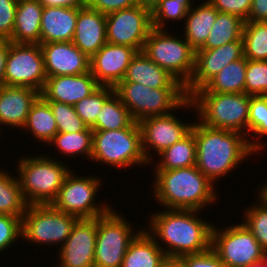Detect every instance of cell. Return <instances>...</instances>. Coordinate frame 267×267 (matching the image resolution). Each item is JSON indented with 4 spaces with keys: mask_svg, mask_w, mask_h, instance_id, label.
<instances>
[{
    "mask_svg": "<svg viewBox=\"0 0 267 267\" xmlns=\"http://www.w3.org/2000/svg\"><path fill=\"white\" fill-rule=\"evenodd\" d=\"M170 32L168 33L167 28L165 30L153 28L142 52L185 86L194 71L195 51L185 38L184 40L177 38Z\"/></svg>",
    "mask_w": 267,
    "mask_h": 267,
    "instance_id": "obj_8",
    "label": "cell"
},
{
    "mask_svg": "<svg viewBox=\"0 0 267 267\" xmlns=\"http://www.w3.org/2000/svg\"><path fill=\"white\" fill-rule=\"evenodd\" d=\"M243 57L242 38L214 49H199L195 51L194 71L190 81L184 86L187 97L202 88L225 66Z\"/></svg>",
    "mask_w": 267,
    "mask_h": 267,
    "instance_id": "obj_16",
    "label": "cell"
},
{
    "mask_svg": "<svg viewBox=\"0 0 267 267\" xmlns=\"http://www.w3.org/2000/svg\"><path fill=\"white\" fill-rule=\"evenodd\" d=\"M113 209L98 216L94 267H121L130 242L142 230L135 232L122 213Z\"/></svg>",
    "mask_w": 267,
    "mask_h": 267,
    "instance_id": "obj_10",
    "label": "cell"
},
{
    "mask_svg": "<svg viewBox=\"0 0 267 267\" xmlns=\"http://www.w3.org/2000/svg\"><path fill=\"white\" fill-rule=\"evenodd\" d=\"M247 21H267V0H252Z\"/></svg>",
    "mask_w": 267,
    "mask_h": 267,
    "instance_id": "obj_47",
    "label": "cell"
},
{
    "mask_svg": "<svg viewBox=\"0 0 267 267\" xmlns=\"http://www.w3.org/2000/svg\"><path fill=\"white\" fill-rule=\"evenodd\" d=\"M211 248L225 267H248L267 255L243 222L221 230L213 224Z\"/></svg>",
    "mask_w": 267,
    "mask_h": 267,
    "instance_id": "obj_12",
    "label": "cell"
},
{
    "mask_svg": "<svg viewBox=\"0 0 267 267\" xmlns=\"http://www.w3.org/2000/svg\"><path fill=\"white\" fill-rule=\"evenodd\" d=\"M121 82H134L151 89H184L177 79L151 61L142 51L133 57Z\"/></svg>",
    "mask_w": 267,
    "mask_h": 267,
    "instance_id": "obj_23",
    "label": "cell"
},
{
    "mask_svg": "<svg viewBox=\"0 0 267 267\" xmlns=\"http://www.w3.org/2000/svg\"><path fill=\"white\" fill-rule=\"evenodd\" d=\"M47 156L26 155L17 162V178L28 205L51 204L71 171L63 161Z\"/></svg>",
    "mask_w": 267,
    "mask_h": 267,
    "instance_id": "obj_5",
    "label": "cell"
},
{
    "mask_svg": "<svg viewBox=\"0 0 267 267\" xmlns=\"http://www.w3.org/2000/svg\"><path fill=\"white\" fill-rule=\"evenodd\" d=\"M247 59L235 60L225 66L201 89L205 93H245Z\"/></svg>",
    "mask_w": 267,
    "mask_h": 267,
    "instance_id": "obj_29",
    "label": "cell"
},
{
    "mask_svg": "<svg viewBox=\"0 0 267 267\" xmlns=\"http://www.w3.org/2000/svg\"><path fill=\"white\" fill-rule=\"evenodd\" d=\"M44 7H71L82 8L87 0H39Z\"/></svg>",
    "mask_w": 267,
    "mask_h": 267,
    "instance_id": "obj_48",
    "label": "cell"
},
{
    "mask_svg": "<svg viewBox=\"0 0 267 267\" xmlns=\"http://www.w3.org/2000/svg\"><path fill=\"white\" fill-rule=\"evenodd\" d=\"M114 89L135 122L167 115L179 108H193L185 89H151L134 82H120Z\"/></svg>",
    "mask_w": 267,
    "mask_h": 267,
    "instance_id": "obj_6",
    "label": "cell"
},
{
    "mask_svg": "<svg viewBox=\"0 0 267 267\" xmlns=\"http://www.w3.org/2000/svg\"><path fill=\"white\" fill-rule=\"evenodd\" d=\"M40 96L29 87L2 86L0 88V125L23 128L33 103Z\"/></svg>",
    "mask_w": 267,
    "mask_h": 267,
    "instance_id": "obj_22",
    "label": "cell"
},
{
    "mask_svg": "<svg viewBox=\"0 0 267 267\" xmlns=\"http://www.w3.org/2000/svg\"><path fill=\"white\" fill-rule=\"evenodd\" d=\"M22 218L8 214H0V253L22 239Z\"/></svg>",
    "mask_w": 267,
    "mask_h": 267,
    "instance_id": "obj_42",
    "label": "cell"
},
{
    "mask_svg": "<svg viewBox=\"0 0 267 267\" xmlns=\"http://www.w3.org/2000/svg\"><path fill=\"white\" fill-rule=\"evenodd\" d=\"M22 129L29 131L43 144L49 143L58 133L52 109L41 95L33 103Z\"/></svg>",
    "mask_w": 267,
    "mask_h": 267,
    "instance_id": "obj_28",
    "label": "cell"
},
{
    "mask_svg": "<svg viewBox=\"0 0 267 267\" xmlns=\"http://www.w3.org/2000/svg\"><path fill=\"white\" fill-rule=\"evenodd\" d=\"M152 26L151 10L139 5L106 15L107 43L143 50Z\"/></svg>",
    "mask_w": 267,
    "mask_h": 267,
    "instance_id": "obj_14",
    "label": "cell"
},
{
    "mask_svg": "<svg viewBox=\"0 0 267 267\" xmlns=\"http://www.w3.org/2000/svg\"><path fill=\"white\" fill-rule=\"evenodd\" d=\"M166 258L155 239L142 229L130 242L121 267H161Z\"/></svg>",
    "mask_w": 267,
    "mask_h": 267,
    "instance_id": "obj_27",
    "label": "cell"
},
{
    "mask_svg": "<svg viewBox=\"0 0 267 267\" xmlns=\"http://www.w3.org/2000/svg\"><path fill=\"white\" fill-rule=\"evenodd\" d=\"M98 217L78 219L69 237L60 246L56 267H94Z\"/></svg>",
    "mask_w": 267,
    "mask_h": 267,
    "instance_id": "obj_17",
    "label": "cell"
},
{
    "mask_svg": "<svg viewBox=\"0 0 267 267\" xmlns=\"http://www.w3.org/2000/svg\"><path fill=\"white\" fill-rule=\"evenodd\" d=\"M192 130L196 142V167L213 183L251 157L248 137L230 130L205 126L195 121ZM254 153V154H253Z\"/></svg>",
    "mask_w": 267,
    "mask_h": 267,
    "instance_id": "obj_2",
    "label": "cell"
},
{
    "mask_svg": "<svg viewBox=\"0 0 267 267\" xmlns=\"http://www.w3.org/2000/svg\"><path fill=\"white\" fill-rule=\"evenodd\" d=\"M257 201L258 204L245 209L243 223L267 252V204L259 197Z\"/></svg>",
    "mask_w": 267,
    "mask_h": 267,
    "instance_id": "obj_39",
    "label": "cell"
},
{
    "mask_svg": "<svg viewBox=\"0 0 267 267\" xmlns=\"http://www.w3.org/2000/svg\"><path fill=\"white\" fill-rule=\"evenodd\" d=\"M180 258L186 267H225L211 247L207 251L185 255Z\"/></svg>",
    "mask_w": 267,
    "mask_h": 267,
    "instance_id": "obj_45",
    "label": "cell"
},
{
    "mask_svg": "<svg viewBox=\"0 0 267 267\" xmlns=\"http://www.w3.org/2000/svg\"><path fill=\"white\" fill-rule=\"evenodd\" d=\"M101 181V178L96 175L78 176L70 171L51 205L78 219H93L104 215L112 206L94 201L98 197L97 192L101 189Z\"/></svg>",
    "mask_w": 267,
    "mask_h": 267,
    "instance_id": "obj_11",
    "label": "cell"
},
{
    "mask_svg": "<svg viewBox=\"0 0 267 267\" xmlns=\"http://www.w3.org/2000/svg\"><path fill=\"white\" fill-rule=\"evenodd\" d=\"M217 13L218 10L207 0L189 9L183 24V37L194 51L201 49L206 43Z\"/></svg>",
    "mask_w": 267,
    "mask_h": 267,
    "instance_id": "obj_26",
    "label": "cell"
},
{
    "mask_svg": "<svg viewBox=\"0 0 267 267\" xmlns=\"http://www.w3.org/2000/svg\"><path fill=\"white\" fill-rule=\"evenodd\" d=\"M242 39L246 59L267 61V21H245Z\"/></svg>",
    "mask_w": 267,
    "mask_h": 267,
    "instance_id": "obj_36",
    "label": "cell"
},
{
    "mask_svg": "<svg viewBox=\"0 0 267 267\" xmlns=\"http://www.w3.org/2000/svg\"><path fill=\"white\" fill-rule=\"evenodd\" d=\"M10 43L7 39H0V88L5 86V68Z\"/></svg>",
    "mask_w": 267,
    "mask_h": 267,
    "instance_id": "obj_49",
    "label": "cell"
},
{
    "mask_svg": "<svg viewBox=\"0 0 267 267\" xmlns=\"http://www.w3.org/2000/svg\"><path fill=\"white\" fill-rule=\"evenodd\" d=\"M79 8L44 7L41 19L40 44L72 42Z\"/></svg>",
    "mask_w": 267,
    "mask_h": 267,
    "instance_id": "obj_24",
    "label": "cell"
},
{
    "mask_svg": "<svg viewBox=\"0 0 267 267\" xmlns=\"http://www.w3.org/2000/svg\"><path fill=\"white\" fill-rule=\"evenodd\" d=\"M52 109L58 133H76L84 131L87 126L78 116L74 106L57 101H47Z\"/></svg>",
    "mask_w": 267,
    "mask_h": 267,
    "instance_id": "obj_40",
    "label": "cell"
},
{
    "mask_svg": "<svg viewBox=\"0 0 267 267\" xmlns=\"http://www.w3.org/2000/svg\"><path fill=\"white\" fill-rule=\"evenodd\" d=\"M17 5L18 0H0V39L11 38Z\"/></svg>",
    "mask_w": 267,
    "mask_h": 267,
    "instance_id": "obj_43",
    "label": "cell"
},
{
    "mask_svg": "<svg viewBox=\"0 0 267 267\" xmlns=\"http://www.w3.org/2000/svg\"><path fill=\"white\" fill-rule=\"evenodd\" d=\"M46 79L40 44L11 42L5 68V85L29 87L41 92Z\"/></svg>",
    "mask_w": 267,
    "mask_h": 267,
    "instance_id": "obj_13",
    "label": "cell"
},
{
    "mask_svg": "<svg viewBox=\"0 0 267 267\" xmlns=\"http://www.w3.org/2000/svg\"><path fill=\"white\" fill-rule=\"evenodd\" d=\"M250 134L253 140L249 138ZM261 136L262 138L267 136V95L251 96L250 99L248 142L255 154H258L257 152L261 151V149L263 150L266 146V143L263 144L261 142L262 140H258V142L255 140L256 137L261 138Z\"/></svg>",
    "mask_w": 267,
    "mask_h": 267,
    "instance_id": "obj_35",
    "label": "cell"
},
{
    "mask_svg": "<svg viewBox=\"0 0 267 267\" xmlns=\"http://www.w3.org/2000/svg\"><path fill=\"white\" fill-rule=\"evenodd\" d=\"M47 77L81 75L90 71V58L72 42L40 44Z\"/></svg>",
    "mask_w": 267,
    "mask_h": 267,
    "instance_id": "obj_19",
    "label": "cell"
},
{
    "mask_svg": "<svg viewBox=\"0 0 267 267\" xmlns=\"http://www.w3.org/2000/svg\"><path fill=\"white\" fill-rule=\"evenodd\" d=\"M248 267H267V255L259 262L253 263Z\"/></svg>",
    "mask_w": 267,
    "mask_h": 267,
    "instance_id": "obj_53",
    "label": "cell"
},
{
    "mask_svg": "<svg viewBox=\"0 0 267 267\" xmlns=\"http://www.w3.org/2000/svg\"><path fill=\"white\" fill-rule=\"evenodd\" d=\"M138 123L141 129L143 155L149 165L150 161L154 160L150 153L151 149L154 150L153 153L157 152L159 155L184 138L194 124V122L190 124L183 122L172 112L163 116L147 117Z\"/></svg>",
    "mask_w": 267,
    "mask_h": 267,
    "instance_id": "obj_15",
    "label": "cell"
},
{
    "mask_svg": "<svg viewBox=\"0 0 267 267\" xmlns=\"http://www.w3.org/2000/svg\"><path fill=\"white\" fill-rule=\"evenodd\" d=\"M244 20L240 17L218 12L208 39L201 49H214L242 38Z\"/></svg>",
    "mask_w": 267,
    "mask_h": 267,
    "instance_id": "obj_31",
    "label": "cell"
},
{
    "mask_svg": "<svg viewBox=\"0 0 267 267\" xmlns=\"http://www.w3.org/2000/svg\"><path fill=\"white\" fill-rule=\"evenodd\" d=\"M245 93L251 96L267 95V61L247 59Z\"/></svg>",
    "mask_w": 267,
    "mask_h": 267,
    "instance_id": "obj_41",
    "label": "cell"
},
{
    "mask_svg": "<svg viewBox=\"0 0 267 267\" xmlns=\"http://www.w3.org/2000/svg\"><path fill=\"white\" fill-rule=\"evenodd\" d=\"M91 161L118 168L148 165L138 122L118 130L93 131Z\"/></svg>",
    "mask_w": 267,
    "mask_h": 267,
    "instance_id": "obj_7",
    "label": "cell"
},
{
    "mask_svg": "<svg viewBox=\"0 0 267 267\" xmlns=\"http://www.w3.org/2000/svg\"><path fill=\"white\" fill-rule=\"evenodd\" d=\"M157 212L150 215V224L145 230L167 257L180 258L207 251L211 247L213 224L197 216L200 210L163 208V211ZM161 242L166 243L165 248Z\"/></svg>",
    "mask_w": 267,
    "mask_h": 267,
    "instance_id": "obj_1",
    "label": "cell"
},
{
    "mask_svg": "<svg viewBox=\"0 0 267 267\" xmlns=\"http://www.w3.org/2000/svg\"><path fill=\"white\" fill-rule=\"evenodd\" d=\"M257 189L258 193L256 196L262 199L267 204V182L265 181V183L260 185V187Z\"/></svg>",
    "mask_w": 267,
    "mask_h": 267,
    "instance_id": "obj_52",
    "label": "cell"
},
{
    "mask_svg": "<svg viewBox=\"0 0 267 267\" xmlns=\"http://www.w3.org/2000/svg\"><path fill=\"white\" fill-rule=\"evenodd\" d=\"M161 267H186V265L179 257H167Z\"/></svg>",
    "mask_w": 267,
    "mask_h": 267,
    "instance_id": "obj_50",
    "label": "cell"
},
{
    "mask_svg": "<svg viewBox=\"0 0 267 267\" xmlns=\"http://www.w3.org/2000/svg\"><path fill=\"white\" fill-rule=\"evenodd\" d=\"M44 6L39 0H18L14 29L10 42L40 44L41 19Z\"/></svg>",
    "mask_w": 267,
    "mask_h": 267,
    "instance_id": "obj_25",
    "label": "cell"
},
{
    "mask_svg": "<svg viewBox=\"0 0 267 267\" xmlns=\"http://www.w3.org/2000/svg\"><path fill=\"white\" fill-rule=\"evenodd\" d=\"M137 52L130 46L105 43L90 58V72L100 86L115 88L124 79Z\"/></svg>",
    "mask_w": 267,
    "mask_h": 267,
    "instance_id": "obj_18",
    "label": "cell"
},
{
    "mask_svg": "<svg viewBox=\"0 0 267 267\" xmlns=\"http://www.w3.org/2000/svg\"><path fill=\"white\" fill-rule=\"evenodd\" d=\"M7 172L2 168L0 170V214L22 218L28 204L23 198L17 175Z\"/></svg>",
    "mask_w": 267,
    "mask_h": 267,
    "instance_id": "obj_33",
    "label": "cell"
},
{
    "mask_svg": "<svg viewBox=\"0 0 267 267\" xmlns=\"http://www.w3.org/2000/svg\"><path fill=\"white\" fill-rule=\"evenodd\" d=\"M115 92L113 87L99 86L90 96L78 101L75 111L87 127H91L97 120L104 102Z\"/></svg>",
    "mask_w": 267,
    "mask_h": 267,
    "instance_id": "obj_38",
    "label": "cell"
},
{
    "mask_svg": "<svg viewBox=\"0 0 267 267\" xmlns=\"http://www.w3.org/2000/svg\"><path fill=\"white\" fill-rule=\"evenodd\" d=\"M218 12L233 14L247 21L252 0H207Z\"/></svg>",
    "mask_w": 267,
    "mask_h": 267,
    "instance_id": "obj_44",
    "label": "cell"
},
{
    "mask_svg": "<svg viewBox=\"0 0 267 267\" xmlns=\"http://www.w3.org/2000/svg\"><path fill=\"white\" fill-rule=\"evenodd\" d=\"M72 43L91 58L107 43L106 15L88 6L79 8Z\"/></svg>",
    "mask_w": 267,
    "mask_h": 267,
    "instance_id": "obj_21",
    "label": "cell"
},
{
    "mask_svg": "<svg viewBox=\"0 0 267 267\" xmlns=\"http://www.w3.org/2000/svg\"><path fill=\"white\" fill-rule=\"evenodd\" d=\"M133 122L130 112L114 92L104 102L96 122L90 128L93 131L118 130L129 127Z\"/></svg>",
    "mask_w": 267,
    "mask_h": 267,
    "instance_id": "obj_32",
    "label": "cell"
},
{
    "mask_svg": "<svg viewBox=\"0 0 267 267\" xmlns=\"http://www.w3.org/2000/svg\"><path fill=\"white\" fill-rule=\"evenodd\" d=\"M196 142L191 130L184 138L161 152L154 170H172L196 165Z\"/></svg>",
    "mask_w": 267,
    "mask_h": 267,
    "instance_id": "obj_30",
    "label": "cell"
},
{
    "mask_svg": "<svg viewBox=\"0 0 267 267\" xmlns=\"http://www.w3.org/2000/svg\"><path fill=\"white\" fill-rule=\"evenodd\" d=\"M137 5L150 9L153 8L161 1V0H136Z\"/></svg>",
    "mask_w": 267,
    "mask_h": 267,
    "instance_id": "obj_51",
    "label": "cell"
},
{
    "mask_svg": "<svg viewBox=\"0 0 267 267\" xmlns=\"http://www.w3.org/2000/svg\"><path fill=\"white\" fill-rule=\"evenodd\" d=\"M100 85L91 72L81 75L47 77L40 95L46 101H57L74 106L90 96Z\"/></svg>",
    "mask_w": 267,
    "mask_h": 267,
    "instance_id": "obj_20",
    "label": "cell"
},
{
    "mask_svg": "<svg viewBox=\"0 0 267 267\" xmlns=\"http://www.w3.org/2000/svg\"><path fill=\"white\" fill-rule=\"evenodd\" d=\"M188 98L193 104L191 110H194V114L197 113V119L203 125L237 131L248 136L251 95L246 93H205L200 88Z\"/></svg>",
    "mask_w": 267,
    "mask_h": 267,
    "instance_id": "obj_4",
    "label": "cell"
},
{
    "mask_svg": "<svg viewBox=\"0 0 267 267\" xmlns=\"http://www.w3.org/2000/svg\"><path fill=\"white\" fill-rule=\"evenodd\" d=\"M77 220L76 216L62 212L51 204L28 205L22 216V237L42 246H57L58 243L62 246Z\"/></svg>",
    "mask_w": 267,
    "mask_h": 267,
    "instance_id": "obj_9",
    "label": "cell"
},
{
    "mask_svg": "<svg viewBox=\"0 0 267 267\" xmlns=\"http://www.w3.org/2000/svg\"><path fill=\"white\" fill-rule=\"evenodd\" d=\"M193 0H161L151 11L154 29L165 30L166 23L185 19ZM192 4V5H191Z\"/></svg>",
    "mask_w": 267,
    "mask_h": 267,
    "instance_id": "obj_37",
    "label": "cell"
},
{
    "mask_svg": "<svg viewBox=\"0 0 267 267\" xmlns=\"http://www.w3.org/2000/svg\"><path fill=\"white\" fill-rule=\"evenodd\" d=\"M53 145L62 155L75 157V155L87 156L90 160L93 145V130L87 127L84 131L76 133H57L47 144ZM72 155V156H71Z\"/></svg>",
    "mask_w": 267,
    "mask_h": 267,
    "instance_id": "obj_34",
    "label": "cell"
},
{
    "mask_svg": "<svg viewBox=\"0 0 267 267\" xmlns=\"http://www.w3.org/2000/svg\"><path fill=\"white\" fill-rule=\"evenodd\" d=\"M137 5L136 0H87L86 6L102 14H109Z\"/></svg>",
    "mask_w": 267,
    "mask_h": 267,
    "instance_id": "obj_46",
    "label": "cell"
},
{
    "mask_svg": "<svg viewBox=\"0 0 267 267\" xmlns=\"http://www.w3.org/2000/svg\"><path fill=\"white\" fill-rule=\"evenodd\" d=\"M154 172L152 195L160 206L202 212L206 205L216 203L214 184L196 166Z\"/></svg>",
    "mask_w": 267,
    "mask_h": 267,
    "instance_id": "obj_3",
    "label": "cell"
}]
</instances>
